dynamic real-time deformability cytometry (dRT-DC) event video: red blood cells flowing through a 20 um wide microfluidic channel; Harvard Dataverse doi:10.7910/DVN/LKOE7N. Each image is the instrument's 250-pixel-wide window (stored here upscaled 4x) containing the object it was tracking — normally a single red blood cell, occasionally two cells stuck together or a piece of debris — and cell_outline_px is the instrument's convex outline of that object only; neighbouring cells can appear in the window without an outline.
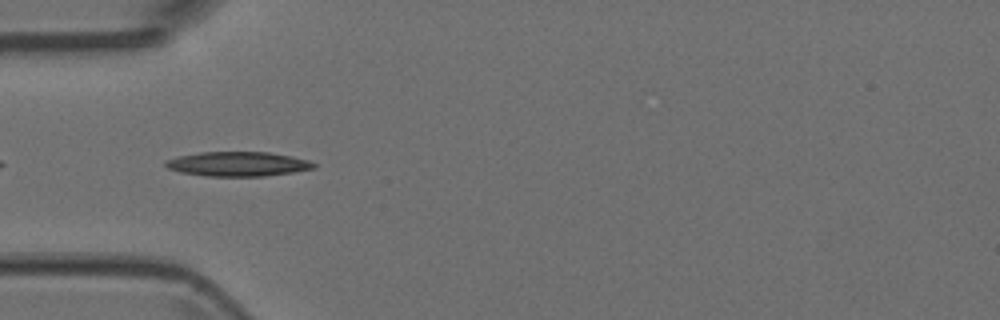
{"species": "Egyptian fruit bat (a non-hibernating species)", "species_latin": "Rousettus aegyptiacus", "temperature_condition": "room temperature", "stored_images_in_passage": 6, "camera_frame_rate_fps": 3000, "um_per_image_px": 0.085, "animal": {"sex": "female"}, "frame": {"image": 1, "passage_image": 5, "time_ms": 1.333, "image_size_px": [1000, 320], "cell_outline_px": [[316, 168], [292, 172], [264, 176], [208, 176], [180, 172], [168, 168], [164, 164], [164, 160], [176, 156], [200, 152], [268, 152], [308, 160], [316, 164]], "centroid_in_image_um": [20.17, 13.93], "position_along_channel_um": 64.8, "area_um2": 21.1}}
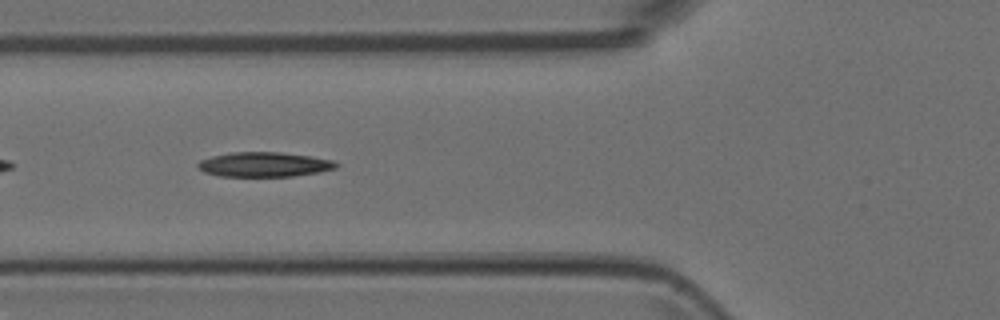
{"frame": {"image": 2, "passage_image": 6, "time_ms": 1.667, "image_size_px": [1000, 320], "cell_outline_px": [[340, 164], [336, 168], [320, 172], [292, 176], [220, 176], [204, 172], [196, 168], [196, 164], [200, 160], [212, 156], [232, 152], [280, 152], [308, 156], [332, 160]], "centroid_in_image_um": [22.43, 13.98], "position_along_channel_um": 103.4, "area_um2": 19.88}}